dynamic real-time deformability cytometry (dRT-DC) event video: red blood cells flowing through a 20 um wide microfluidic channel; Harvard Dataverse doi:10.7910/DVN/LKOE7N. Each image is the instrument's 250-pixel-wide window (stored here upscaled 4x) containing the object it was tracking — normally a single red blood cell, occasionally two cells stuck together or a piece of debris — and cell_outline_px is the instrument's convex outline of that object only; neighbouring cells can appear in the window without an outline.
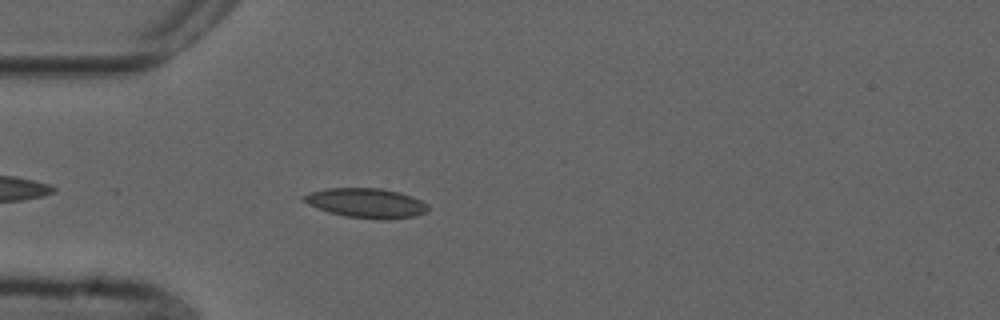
{"species": "common noctule bat (a hibernating species)", "species_latin": "Nyctalus noctula", "temperature_condition": "cold", "stored_images_in_passage": 36, "camera_frame_rate_fps": 3000, "um_per_image_px": 0.085, "animal": {"sex": "male", "forearm_length_mm": 52.5}, "frame": {"image": 1, "passage_image": 4, "time_ms": 1.0, "image_size_px": [1000, 320], "cell_outline_px": [[428, 212], [416, 216], [380, 220], [348, 216], [328, 212], [308, 204], [300, 200], [300, 196], [308, 192], [328, 188], [380, 188], [400, 192], [412, 196], [428, 204]], "centroid_in_image_um": [31.12, 17.25], "position_along_channel_um": 53.9, "area_um2": 21.62}}
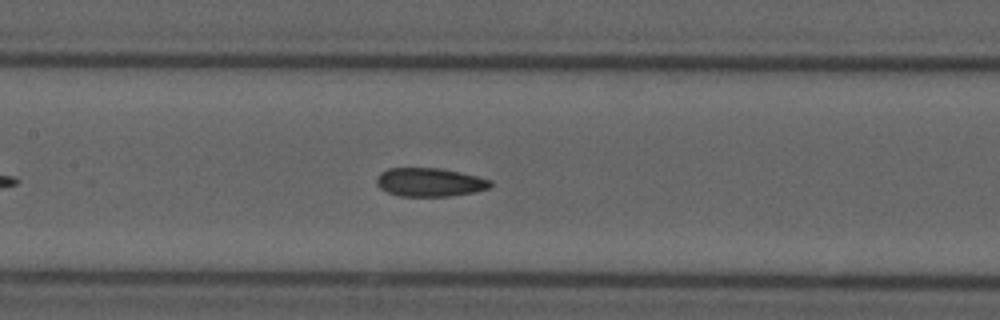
{"frame": {"image": 2, "passage_image": 14, "time_ms": 4.333, "image_size_px": [1000, 320], "cell_outline_px": [[492, 184], [488, 188], [476, 192], [452, 196], [400, 196], [388, 192], [380, 188], [376, 184], [376, 180], [380, 172], [388, 168], [440, 168], [460, 172], [492, 180]], "centroid_in_image_um": [36.53, 15.49], "position_along_channel_um": 170.9, "area_um2": 19.02}}
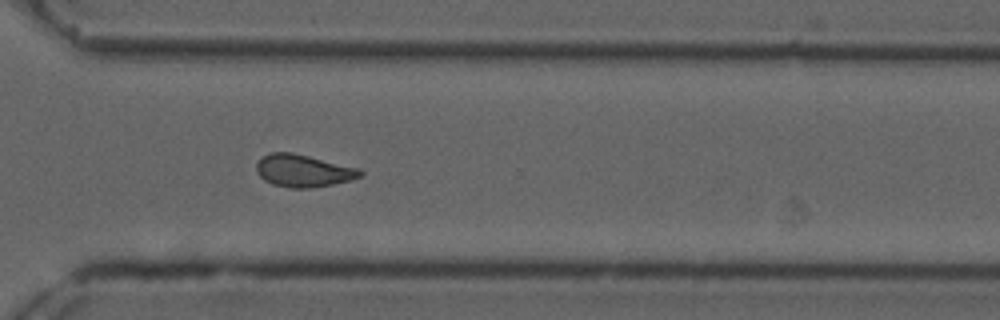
{"frame": {"image": 3, "passage_image": 28, "time_ms": 9.0, "image_size_px": [1000, 320], "cell_outline_px": [[364, 176], [352, 180], [312, 188], [292, 188], [272, 184], [264, 180], [256, 172], [256, 164], [268, 152], [292, 152], [360, 168], [364, 172]], "centroid_in_image_um": [25.81, 14.51], "position_along_channel_um": 344.8, "area_um2": 19.77}, "authors_computed_cell_mechanics": {"area_um2": 19.2763, "velocity_mm_per_s": 3.736, "shape_relaxation_time_tau1_ms": null, "shape_relaxation_time_tau2_ms": 2.7844, "deformation_change_tau1": null, "deformation_change_tau2": 0.0741}}